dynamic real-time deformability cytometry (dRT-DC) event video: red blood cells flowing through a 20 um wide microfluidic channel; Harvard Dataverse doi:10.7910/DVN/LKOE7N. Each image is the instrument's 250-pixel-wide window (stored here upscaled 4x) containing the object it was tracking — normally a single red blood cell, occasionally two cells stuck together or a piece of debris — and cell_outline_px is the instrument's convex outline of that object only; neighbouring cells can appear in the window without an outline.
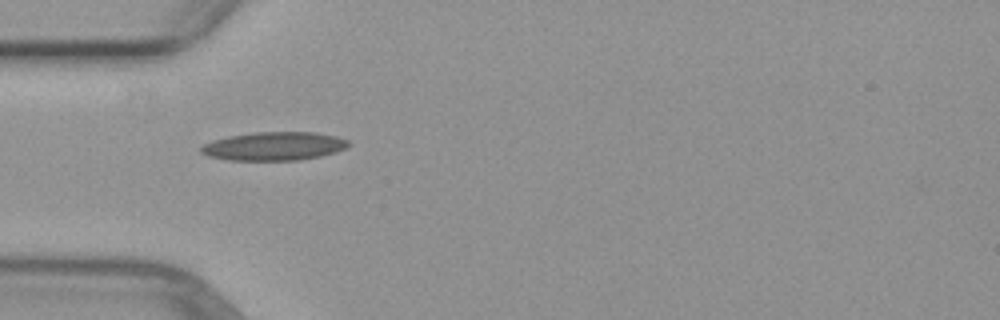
{"species": "common noctule bat (a hibernating species)", "species_latin": "Nyctalus noctula", "temperature_condition": "warm", "stored_images_in_passage": 6, "camera_frame_rate_fps": 3000, "um_per_image_px": 0.085, "animal": {"sex": "female", "body_mass_g": 29.2, "forearm_length_mm": 56.3}, "frame": {"image": 1, "passage_image": 3, "time_ms": 4.0, "image_size_px": [1000, 320], "cell_outline_px": [[352, 144], [344, 148], [320, 156], [296, 160], [228, 160], [208, 156], [200, 152], [200, 148], [204, 144], [212, 140], [228, 136], [252, 132], [316, 132], [336, 136], [348, 140]], "centroid_in_image_um": [23.26, 12.41], "position_along_channel_um": 61.7, "area_um2": 24.45}}
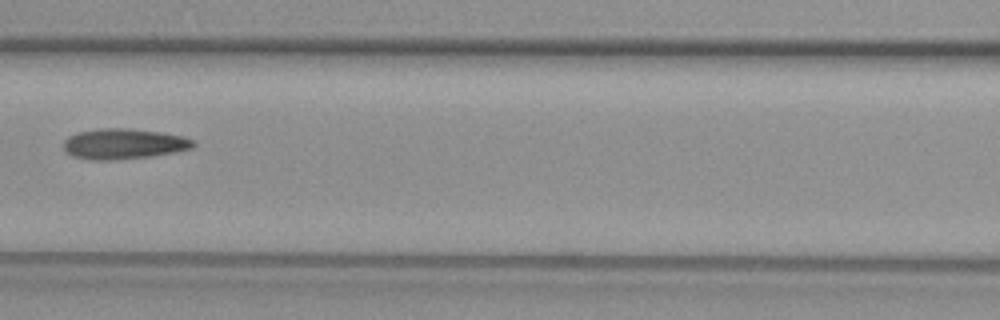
{"frame": {"image": 2, "passage_image": 5, "time_ms": 6.333, "image_size_px": [1000, 320], "cell_outline_px": [[196, 144], [192, 148], [152, 156], [112, 160], [88, 160], [72, 156], [64, 148], [64, 140], [68, 136], [76, 132], [100, 128], [128, 128], [160, 132], [184, 136], [192, 140]], "centroid_in_image_um": [10.48, 12.22], "position_along_channel_um": 156.1, "area_um2": 23.06}}
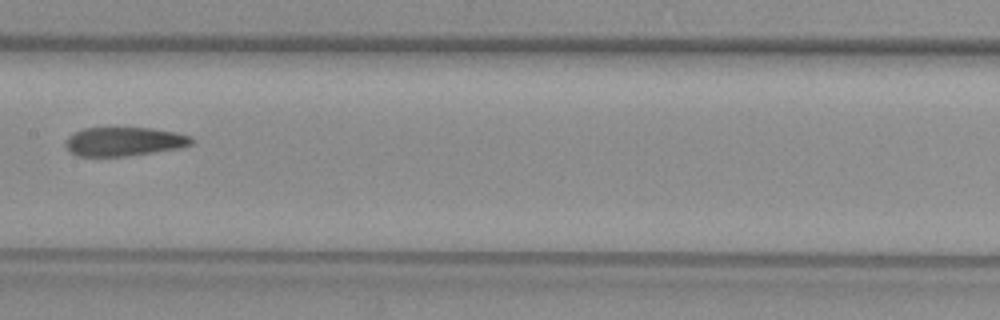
{"frame": {"image": 3, "passage_image": 6, "time_ms": 7.333, "image_size_px": [1000, 320], "cell_outline_px": [[192, 144], [180, 148], [128, 156], [76, 156], [64, 144], [64, 140], [72, 132], [84, 128], [148, 128], [176, 132], [192, 136]], "centroid_in_image_um": [10.52, 12.03], "position_along_channel_um": 196.9, "area_um2": 21.27}}